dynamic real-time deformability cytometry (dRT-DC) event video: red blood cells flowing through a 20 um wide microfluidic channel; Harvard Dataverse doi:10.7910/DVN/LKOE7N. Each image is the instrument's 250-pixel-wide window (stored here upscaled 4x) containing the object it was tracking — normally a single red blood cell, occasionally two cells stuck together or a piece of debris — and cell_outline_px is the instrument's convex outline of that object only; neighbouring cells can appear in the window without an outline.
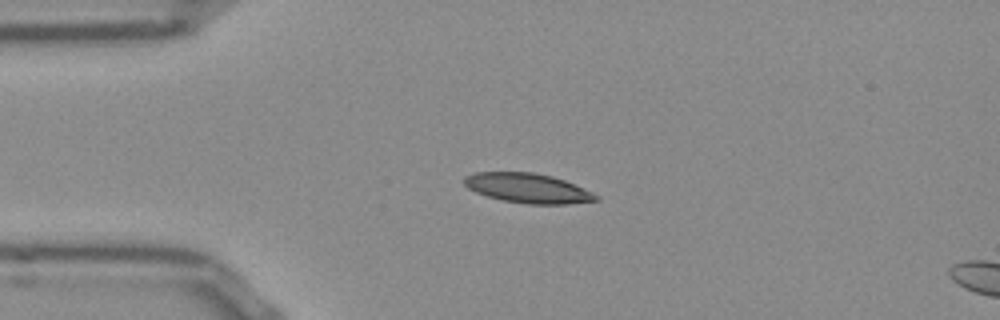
{"species": "Egyptian fruit bat (a non-hibernating species)", "species_latin": "Rousettus aegyptiacus", "temperature_condition": "room temperature", "stored_images_in_passage": 15, "camera_frame_rate_fps": 3000, "um_per_image_px": 0.085, "frame": {"image": 1, "passage_image": 11, "time_ms": 3.333, "image_size_px": [1000, 320], "cell_outline_px": [[600, 200], [568, 204], [528, 204], [504, 200], [488, 196], [476, 192], [468, 188], [464, 184], [464, 176], [472, 172], [532, 172], [552, 176], [564, 180], [592, 192], [600, 196]], "centroid_in_image_um": [44.87, 15.99], "position_along_channel_um": 40.1, "area_um2": 22.72}}